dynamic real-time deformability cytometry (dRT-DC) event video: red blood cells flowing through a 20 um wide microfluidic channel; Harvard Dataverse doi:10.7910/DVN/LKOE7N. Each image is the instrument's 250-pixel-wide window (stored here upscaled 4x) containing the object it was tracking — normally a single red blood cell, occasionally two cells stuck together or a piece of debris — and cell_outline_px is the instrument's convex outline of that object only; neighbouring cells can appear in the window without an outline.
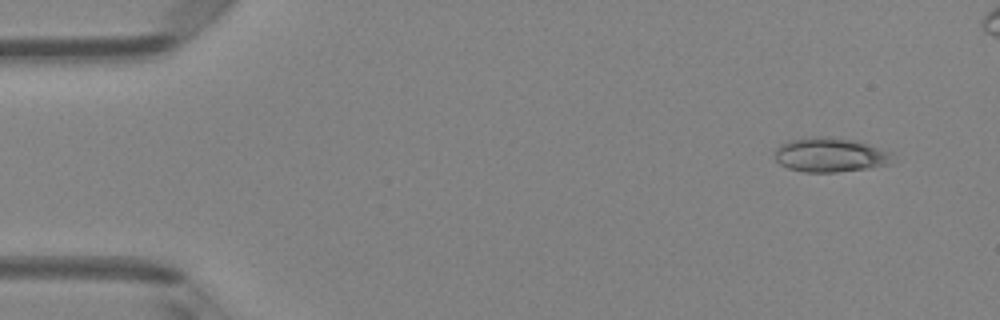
{"species": "Egyptian fruit bat (a non-hibernating species)", "species_latin": "Rousettus aegyptiacus", "temperature_condition": "room temperature", "stored_images_in_passage": 5, "camera_frame_rate_fps": 3000, "um_per_image_px": 0.085, "animal": {"sex": "female"}, "frame": {"image": 1, "passage_image": 1, "time_ms": 0.0, "image_size_px": [1000, 320], "cell_outline_px": [[892, 164], [868, 168], [836, 172], [804, 172], [788, 168], [780, 164], [776, 160], [776, 148], [780, 144], [788, 140], [816, 136], [824, 136], [852, 140], [868, 144], [892, 152]], "centroid_in_image_um": [70.57, 13.17], "position_along_channel_um": 14.4, "area_um2": 23.58}}